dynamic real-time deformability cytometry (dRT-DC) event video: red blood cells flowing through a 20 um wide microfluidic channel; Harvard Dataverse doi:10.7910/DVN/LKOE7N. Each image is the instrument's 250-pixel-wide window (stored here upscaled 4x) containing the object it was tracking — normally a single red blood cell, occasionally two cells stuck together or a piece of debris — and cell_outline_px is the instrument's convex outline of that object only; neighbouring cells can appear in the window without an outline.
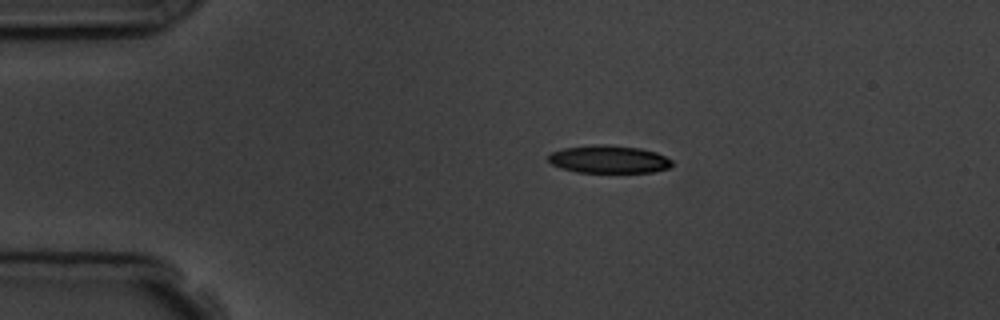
{"species": "common noctule bat (a hibernating species)", "species_latin": "Nyctalus noctula", "temperature_condition": "room temperature", "stored_images_in_passage": 5, "camera_frame_rate_fps": 3000, "um_per_image_px": 0.085, "animal": {"sex": "male", "body_mass_g": 19.5, "forearm_length_mm": 54.6}, "frame": {"image": 1, "passage_image": 2, "time_ms": 1.333, "image_size_px": [1000, 320], "cell_outline_px": [[672, 164], [668, 168], [652, 172], [576, 172], [560, 168], [552, 164], [548, 160], [548, 156], [552, 152], [564, 148], [596, 144], [608, 144], [640, 148], [656, 152], [672, 160]], "centroid_in_image_um": [51.74, 13.53], "position_along_channel_um": 33.3, "area_um2": 20.0}}
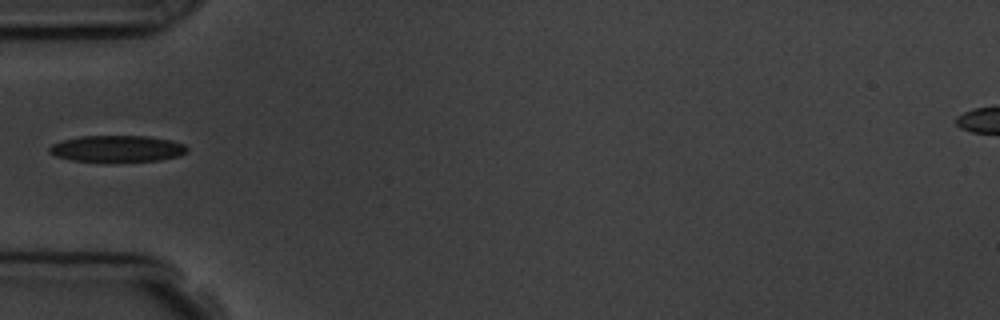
{"frame": {"image": 2, "passage_image": 4, "time_ms": 3.667, "image_size_px": [1000, 320], "cell_outline_px": [[188, 152], [180, 156], [160, 160], [72, 160], [56, 156], [48, 152], [48, 148], [52, 144], [64, 140], [80, 136], [148, 136], [172, 140], [184, 144], [188, 148]], "centroid_in_image_um": [10.0, 12.61], "position_along_channel_um": 75.0, "area_um2": 20.87}}